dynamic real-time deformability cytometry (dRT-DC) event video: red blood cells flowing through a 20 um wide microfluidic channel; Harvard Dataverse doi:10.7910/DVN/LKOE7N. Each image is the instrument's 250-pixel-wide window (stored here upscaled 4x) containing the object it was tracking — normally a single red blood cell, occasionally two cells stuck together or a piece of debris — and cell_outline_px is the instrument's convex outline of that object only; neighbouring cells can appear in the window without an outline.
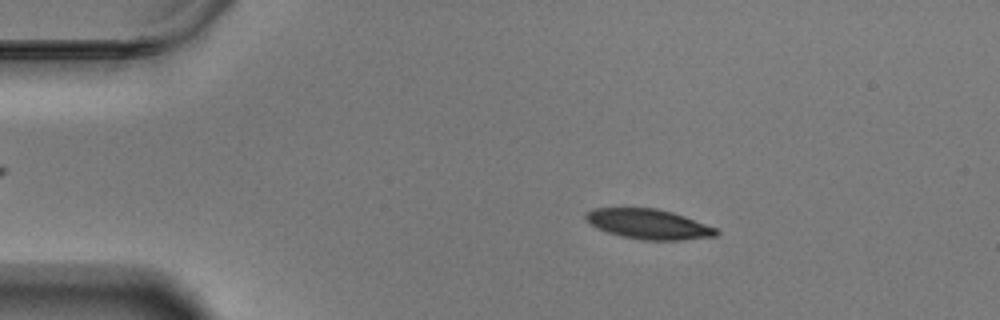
{"species": "Egyptian fruit bat (a non-hibernating species)", "species_latin": "Rousettus aegyptiacus", "temperature_condition": "warm", "stored_images_in_passage": 58, "camera_frame_rate_fps": 3000, "um_per_image_px": 0.085, "animal": {"sex": "male"}, "frame": {"image": 1, "passage_image": 10, "time_ms": 3.0, "image_size_px": [1000, 320], "cell_outline_px": [[720, 232], [716, 236], [680, 240], [644, 240], [624, 236], [608, 232], [592, 224], [584, 216], [592, 208], [656, 208], [672, 212], [684, 216], [716, 228]], "centroid_in_image_um": [55.17, 19.04], "position_along_channel_um": 29.8, "area_um2": 22.37}}
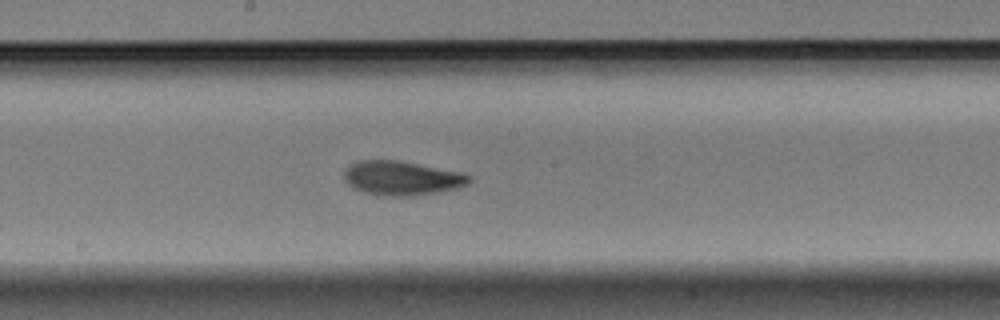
{"frame": {"image": 2, "passage_image": 31, "time_ms": 10.0, "image_size_px": [1000, 320], "cell_outline_px": [[472, 180], [468, 184], [456, 188], [440, 192], [408, 196], [392, 196], [368, 192], [352, 188], [344, 180], [344, 172], [348, 164], [356, 160], [400, 160], [460, 172], [472, 176]], "centroid_in_image_um": [34.15, 15.12], "position_along_channel_um": 214.1, "area_um2": 24.97}}
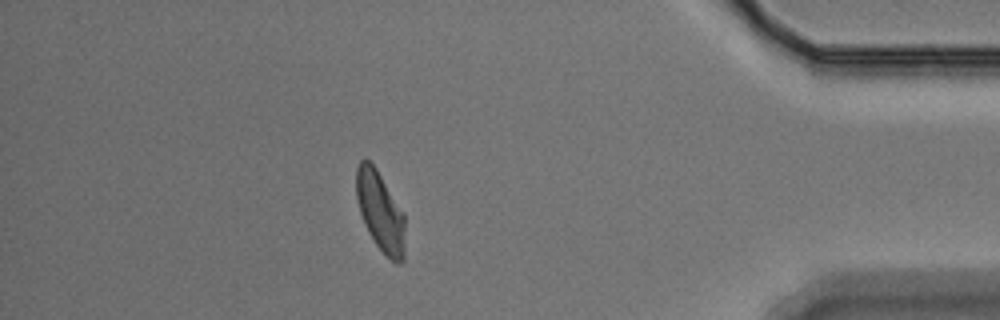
{"frame": {"image": 3, "passage_image": 51, "time_ms": 16.667, "image_size_px": [1000, 320], "cell_outline_px": [[404, 260], [400, 264], [396, 264], [376, 244], [368, 232], [360, 212], [356, 196], [356, 168], [360, 160], [364, 156], [376, 168], [404, 216]], "centroid_in_image_um": [32.3, 17.97], "position_along_channel_um": 402.9, "area_um2": 22.2}, "authors_computed_cell_mechanics": {"area_um2": 23.4957, "velocity_mm_per_s": 3.4336, "shape_relaxation_time_tau1_ms": 3.3852, "shape_relaxation_time_tau2_ms": 3.2752, "deformation_change_tau1": 0.1355, "deformation_change_tau2": 0.0993}}